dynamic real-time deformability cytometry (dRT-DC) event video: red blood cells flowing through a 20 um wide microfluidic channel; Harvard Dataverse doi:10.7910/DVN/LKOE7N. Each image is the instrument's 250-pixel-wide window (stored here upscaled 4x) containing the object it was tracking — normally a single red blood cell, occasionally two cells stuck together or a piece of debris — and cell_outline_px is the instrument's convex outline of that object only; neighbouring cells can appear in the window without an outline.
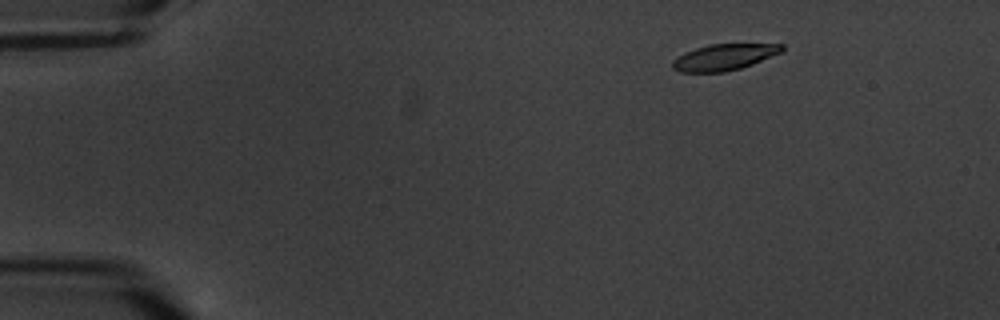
{"species": "common noctule bat (a hibernating species)", "species_latin": "Nyctalus noctula", "temperature_condition": "warm", "stored_images_in_passage": 5, "camera_frame_rate_fps": 3000, "um_per_image_px": 0.085, "animal": {"sex": "male", "body_mass_g": 20.1, "forearm_length_mm": 53.5}, "frame": {"image": 1, "passage_image": 1, "time_ms": 0.0, "image_size_px": [1000, 320], "cell_outline_px": [[784, 48], [780, 52], [752, 64], [740, 68], [724, 72], [680, 72], [672, 68], [672, 60], [684, 52], [708, 44], [784, 44]], "centroid_in_image_um": [61.5, 4.86], "position_along_channel_um": 23.5, "area_um2": 16.59}}
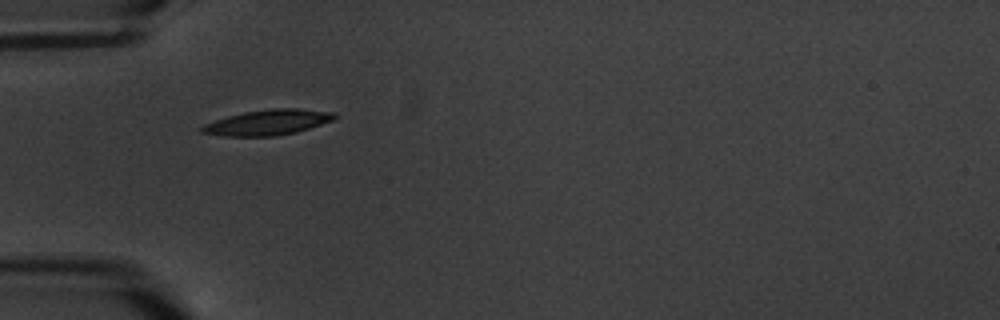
{"frame": {"image": 2, "passage_image": 4, "time_ms": 3.667, "image_size_px": [1000, 320], "cell_outline_px": [[336, 116], [332, 120], [296, 132], [276, 136], [224, 136], [200, 132], [200, 128], [204, 124], [228, 116], [244, 112], [272, 108], [300, 108], [336, 112]], "centroid_in_image_um": [22.76, 10.39], "position_along_channel_um": 62.2, "area_um2": 19.54}}